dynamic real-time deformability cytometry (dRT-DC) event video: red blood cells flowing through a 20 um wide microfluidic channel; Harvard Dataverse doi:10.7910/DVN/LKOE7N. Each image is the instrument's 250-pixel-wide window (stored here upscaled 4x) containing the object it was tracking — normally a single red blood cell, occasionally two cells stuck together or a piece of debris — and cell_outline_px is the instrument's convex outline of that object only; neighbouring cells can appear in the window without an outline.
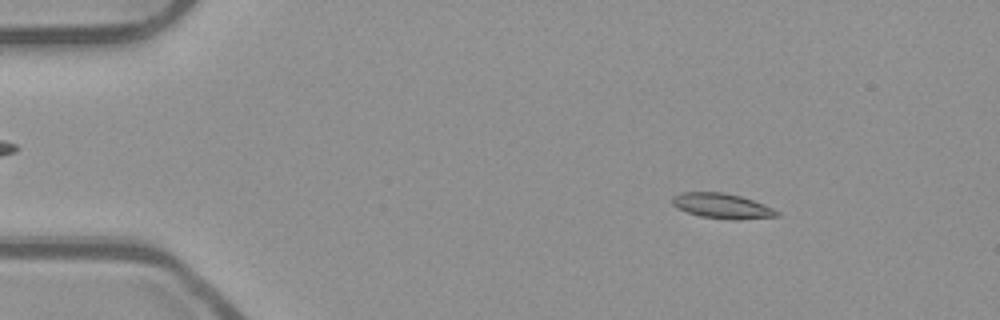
{"species": "common noctule bat (a hibernating species)", "species_latin": "Nyctalus noctula", "temperature_condition": "room temperature", "stored_images_in_passage": 50, "camera_frame_rate_fps": 3000, "um_per_image_px": 0.085, "animal": {"sex": "male", "body_mass_g": 23.1, "forearm_length_mm": 52.7}, "frame": {"image": 1, "passage_image": 4, "time_ms": 1.0, "image_size_px": [1000, 320], "cell_outline_px": [[780, 216], [740, 220], [732, 220], [700, 216], [688, 212], [672, 204], [672, 196], [684, 192], [724, 192], [740, 196], [764, 204], [780, 212]], "centroid_in_image_um": [61.42, 17.51], "position_along_channel_um": 23.6, "area_um2": 15.26}}
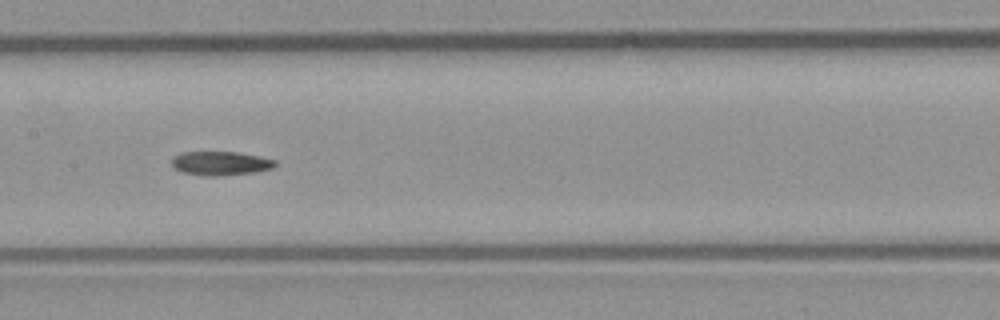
{"frame": {"image": 2, "passage_image": 23, "time_ms": 7.333, "image_size_px": [1000, 320], "cell_outline_px": [[276, 164], [272, 168], [256, 172], [216, 176], [208, 176], [180, 172], [172, 164], [172, 160], [180, 152], [236, 152], [260, 156], [276, 160]], "centroid_in_image_um": [18.76, 13.88], "position_along_channel_um": 188.6, "area_um2": 14.33}}
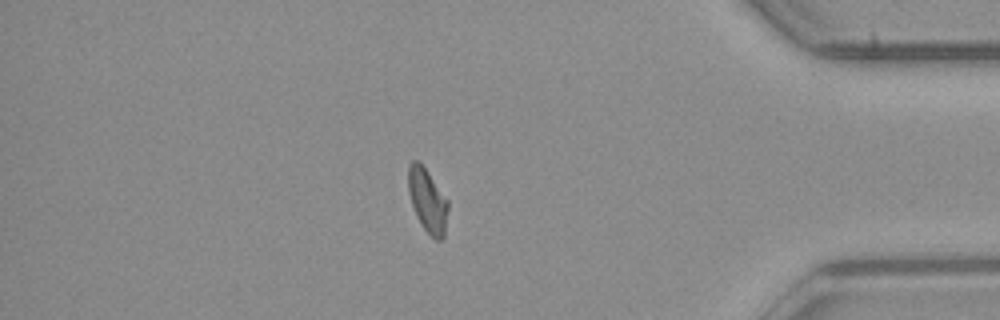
{"frame": {"image": 3, "passage_image": 42, "time_ms": 13.667, "image_size_px": [1000, 320], "cell_outline_px": [[448, 208], [444, 236], [440, 240], [436, 240], [424, 228], [416, 216], [408, 192], [408, 164], [412, 160], [416, 160], [428, 172], [448, 200]], "centroid_in_image_um": [36.33, 17.03], "position_along_channel_um": 398.9, "area_um2": 14.57}, "authors_computed_cell_mechanics": {"area_um2": 14.6812, "velocity_mm_per_s": 3.8878, "shape_relaxation_time_tau1_ms": 6.3038, "shape_relaxation_time_tau2_ms": 4.1879, "deformation_change_tau1": 0.1565, "deformation_change_tau2": 0.0846}}